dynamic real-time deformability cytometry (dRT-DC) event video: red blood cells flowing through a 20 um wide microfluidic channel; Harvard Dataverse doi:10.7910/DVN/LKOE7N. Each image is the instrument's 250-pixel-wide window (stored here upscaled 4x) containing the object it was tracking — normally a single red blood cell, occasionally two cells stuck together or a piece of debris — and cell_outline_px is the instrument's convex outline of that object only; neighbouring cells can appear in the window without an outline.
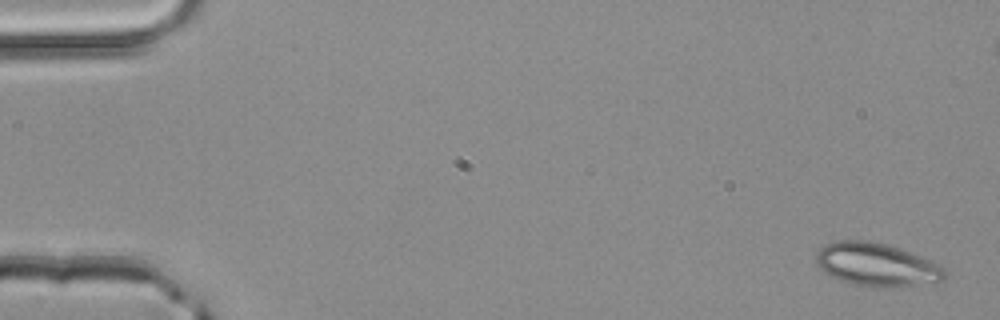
{"species": "common noctule bat (a hibernating species)", "species_latin": "Nyctalus noctula", "temperature_condition": "room temperature", "stored_images_in_passage": 4, "camera_frame_rate_fps": 3000, "um_per_image_px": 0.085, "animal": {"sex": "male", "body_mass_g": 20.4}, "frame": {"image": 1, "passage_image": 1, "time_ms": 0.0, "image_size_px": [1000, 320], "cell_outline_px": [[948, 276], [944, 280], [900, 288], [876, 288], [856, 284], [840, 280], [832, 276], [820, 268], [816, 264], [816, 252], [824, 244], [840, 240], [868, 240], [884, 244], [908, 252], [940, 264], [948, 272]], "centroid_in_image_um": [74.54, 22.52], "position_along_channel_um": 10.5, "area_um2": 32.54}}